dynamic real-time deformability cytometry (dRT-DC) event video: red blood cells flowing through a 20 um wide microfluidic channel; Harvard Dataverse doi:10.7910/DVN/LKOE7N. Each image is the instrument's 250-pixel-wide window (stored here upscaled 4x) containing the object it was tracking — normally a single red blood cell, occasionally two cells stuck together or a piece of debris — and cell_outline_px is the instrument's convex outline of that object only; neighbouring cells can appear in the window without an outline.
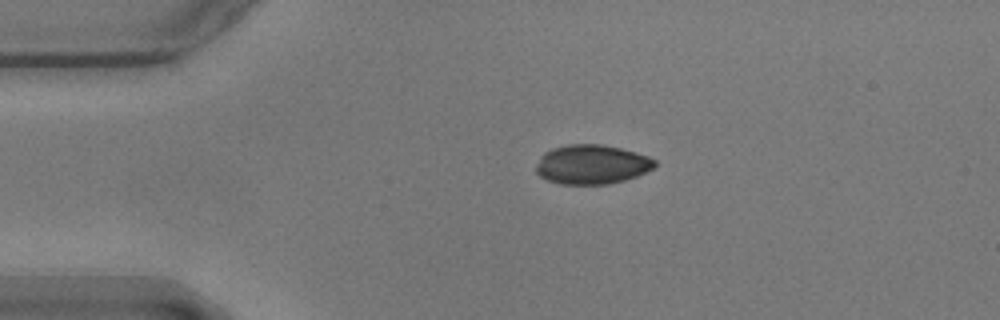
{"species": "common noctule bat (a hibernating species)", "species_latin": "Nyctalus noctula", "temperature_condition": "warm", "stored_images_in_passage": 45, "camera_frame_rate_fps": 3000, "um_per_image_px": 0.085, "animal": {"sex": "male", "body_mass_g": 17.9}, "frame": {"image": 1, "passage_image": 1, "time_ms": 0.0, "image_size_px": [1000, 320], "cell_outline_px": [[656, 164], [652, 168], [636, 176], [624, 180], [608, 184], [560, 184], [548, 180], [540, 176], [536, 172], [536, 164], [540, 156], [544, 152], [552, 148], [568, 144], [600, 144], [620, 148], [636, 152], [648, 156], [656, 160]], "centroid_in_image_um": [50.27, 13.97], "position_along_channel_um": 34.7, "area_um2": 27.22}}
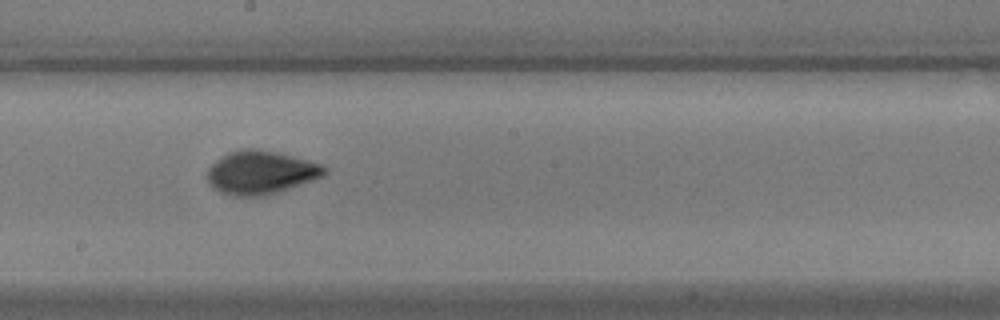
{"frame": {"image": 2, "passage_image": 20, "time_ms": 6.333, "image_size_px": [1000, 320], "cell_outline_px": [[328, 172], [324, 176], [264, 196], [232, 196], [220, 192], [212, 188], [208, 180], [208, 168], [220, 156], [228, 152], [240, 148], [256, 148], [276, 152], [308, 160], [320, 164], [328, 168]], "centroid_in_image_um": [22.14, 14.65], "position_along_channel_um": 226.1, "area_um2": 29.65}}
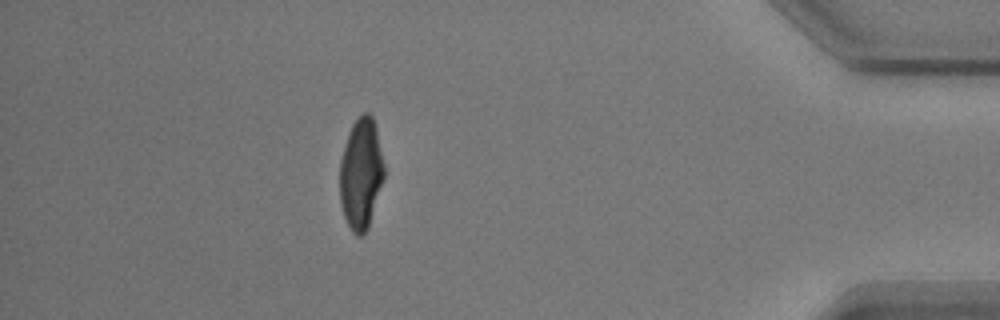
{"frame": {"image": 3, "passage_image": 39, "time_ms": 12.667, "image_size_px": [1000, 320], "cell_outline_px": [[384, 180], [368, 228], [360, 236], [356, 236], [352, 232], [344, 216], [340, 204], [340, 160], [348, 132], [352, 124], [364, 112], [368, 112], [372, 116], [376, 128], [384, 164]], "centroid_in_image_um": [30.68, 14.78], "position_along_channel_um": 404.5, "area_um2": 28.73}, "authors_computed_cell_mechanics": {"area_um2": 28.3798, "velocity_mm_per_s": 3.5825, "shape_relaxation_time_tau1_ms": 2.6819, "shape_relaxation_time_tau2_ms": null, "deformation_change_tau1": 0.1062, "deformation_change_tau2": null}}